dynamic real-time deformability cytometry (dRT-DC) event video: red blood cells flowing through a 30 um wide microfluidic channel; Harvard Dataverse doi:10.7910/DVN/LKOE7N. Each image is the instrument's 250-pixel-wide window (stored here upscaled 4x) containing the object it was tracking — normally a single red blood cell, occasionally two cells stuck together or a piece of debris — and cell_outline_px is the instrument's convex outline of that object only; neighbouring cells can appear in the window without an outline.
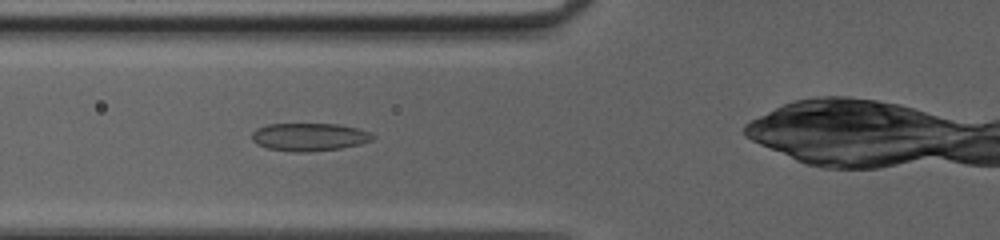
{"species": "common noctule bat (a hibernating species)", "species_latin": "Nyctalus noctula", "temperature_condition": "cold", "stored_images_in_passage": 32, "camera_frame_rate_fps": 3000, "um_per_image_px": 0.085, "animal": {"sex": "female", "body_mass_g": 20.0, "forearm_length_mm": 54.0}, "frame": {"image": 1, "passage_image": 5, "time_ms": 1.333, "image_size_px": [1000, 240], "cell_outline_px": [[376, 136], [372, 140], [360, 144], [340, 148], [308, 152], [292, 152], [268, 148], [256, 144], [252, 140], [252, 132], [256, 128], [268, 124], [340, 124], [356, 128], [368, 132]], "centroid_in_image_um": [26.26, 11.64], "position_along_channel_um": 99.5, "area_um2": 19.65}}
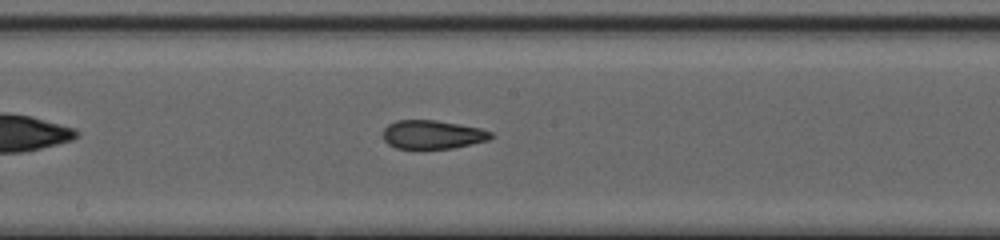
{"frame": {"image": 2, "passage_image": 13, "time_ms": 4.0, "image_size_px": [1000, 240], "cell_outline_px": [[496, 136], [488, 140], [452, 148], [396, 148], [388, 144], [384, 140], [384, 128], [388, 124], [396, 120], [436, 120], [460, 124], [480, 128], [492, 132]], "centroid_in_image_um": [36.78, 11.43], "position_along_channel_um": 211.4, "area_um2": 17.98}}
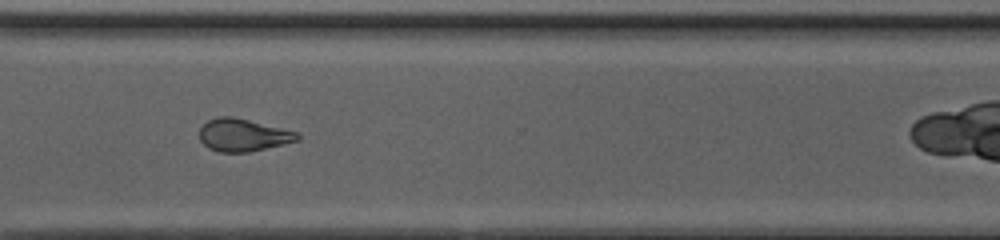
{"frame": {"image": 3, "passage_image": 23, "time_ms": 7.333, "image_size_px": [1000, 240], "cell_outline_px": [[300, 140], [284, 144], [248, 152], [220, 152], [208, 148], [200, 140], [200, 128], [208, 120], [220, 116], [232, 116], [300, 132]], "centroid_in_image_um": [20.69, 11.48], "position_along_channel_um": 349.9, "area_um2": 18.61}}